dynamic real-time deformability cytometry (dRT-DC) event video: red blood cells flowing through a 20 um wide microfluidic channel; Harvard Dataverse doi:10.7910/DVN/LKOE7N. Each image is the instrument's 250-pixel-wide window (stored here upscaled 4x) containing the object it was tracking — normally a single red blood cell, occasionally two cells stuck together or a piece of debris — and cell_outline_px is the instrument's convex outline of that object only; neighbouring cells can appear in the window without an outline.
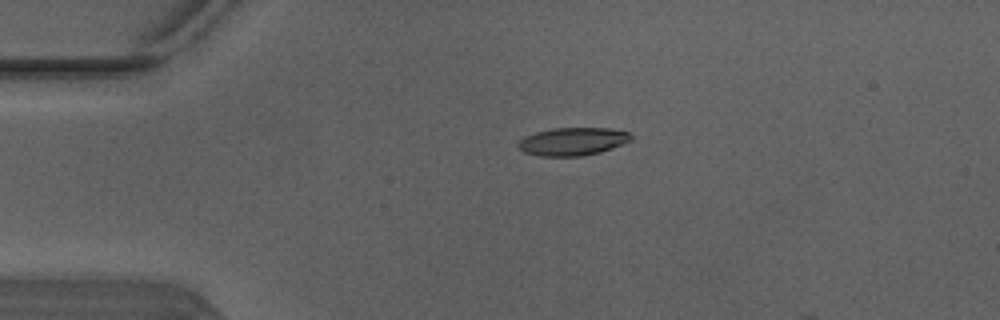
{"species": "Egyptian fruit bat (a non-hibernating species)", "species_latin": "Rousettus aegyptiacus", "temperature_condition": "warm", "stored_images_in_passage": 2, "camera_frame_rate_fps": 3000, "um_per_image_px": 0.085, "animal": {"sex": "male"}, "frame": {"image": 1, "passage_image": 1, "time_ms": 0.0, "image_size_px": [1000, 320], "cell_outline_px": [[632, 140], [612, 148], [600, 152], [584, 156], [540, 156], [524, 152], [516, 144], [524, 136], [536, 132], [552, 128], [608, 128], [628, 132], [632, 136]], "centroid_in_image_um": [48.67, 12.02], "position_along_channel_um": 36.3, "area_um2": 18.38}}